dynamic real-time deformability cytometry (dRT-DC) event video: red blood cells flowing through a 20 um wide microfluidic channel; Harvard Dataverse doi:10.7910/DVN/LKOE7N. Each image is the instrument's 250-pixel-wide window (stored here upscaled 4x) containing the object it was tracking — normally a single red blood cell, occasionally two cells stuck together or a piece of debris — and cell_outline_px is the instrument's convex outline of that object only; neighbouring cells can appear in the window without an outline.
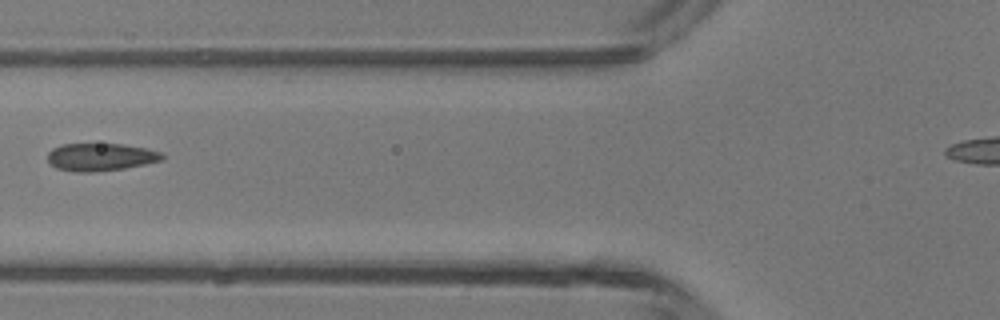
{"species": "common noctule bat (a hibernating species)", "species_latin": "Nyctalus noctula", "temperature_condition": "room temperature", "stored_images_in_passage": 4, "camera_frame_rate_fps": 3000, "um_per_image_px": 0.085, "animal": {"sex": "male", "body_mass_g": 13.3}, "frame": {"image": 1, "passage_image": 4, "time_ms": 1.0, "image_size_px": [1000, 320], "cell_outline_px": [[164, 160], [124, 168], [96, 172], [76, 172], [56, 168], [48, 160], [48, 152], [52, 148], [64, 144], [120, 144], [144, 148], [160, 152], [164, 156]], "centroid_in_image_um": [8.54, 13.35], "position_along_channel_um": 117.3, "area_um2": 18.32}}